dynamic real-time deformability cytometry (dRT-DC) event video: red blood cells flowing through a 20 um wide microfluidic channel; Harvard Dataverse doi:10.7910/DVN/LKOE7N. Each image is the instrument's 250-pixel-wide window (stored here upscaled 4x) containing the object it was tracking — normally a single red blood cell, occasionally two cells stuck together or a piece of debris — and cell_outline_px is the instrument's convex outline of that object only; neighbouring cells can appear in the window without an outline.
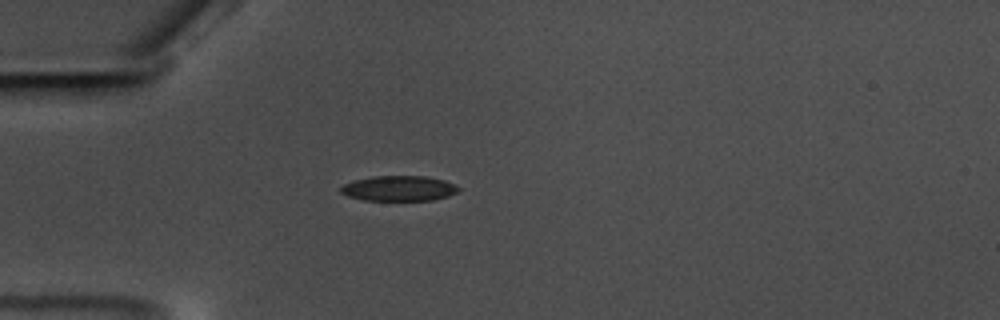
{"species": "common noctule bat (a hibernating species)", "species_latin": "Nyctalus noctula", "temperature_condition": "warm", "stored_images_in_passage": 56, "camera_frame_rate_fps": 3000, "um_per_image_px": 0.085, "animal": {"sex": "male", "body_mass_g": 17.5, "forearm_length_mm": 52.3}, "frame": {"image": 1, "passage_image": 15, "time_ms": 4.667, "image_size_px": [1000, 320], "cell_outline_px": [[460, 192], [448, 196], [432, 200], [364, 200], [348, 196], [340, 192], [340, 188], [344, 184], [356, 180], [372, 176], [424, 176], [444, 180], [460, 188]], "centroid_in_image_um": [33.92, 16.01], "position_along_channel_um": 51.1, "area_um2": 17.22}}
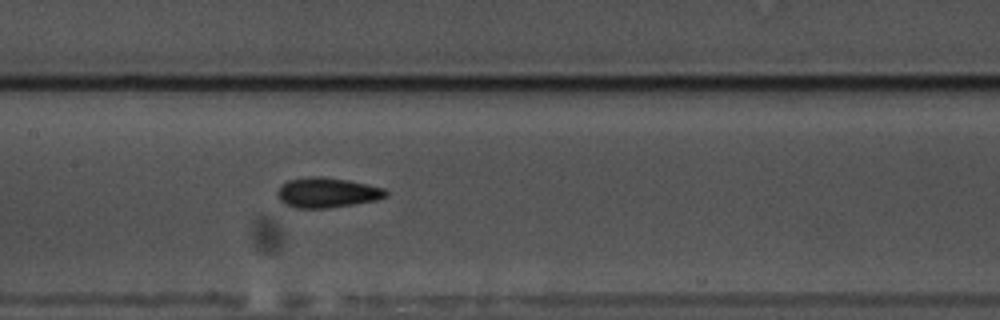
{"frame": {"image": 2, "passage_image": 27, "time_ms": 8.667, "image_size_px": [1000, 320], "cell_outline_px": [[388, 196], [376, 200], [356, 204], [328, 208], [296, 208], [284, 204], [276, 196], [276, 192], [288, 180], [312, 176], [320, 176], [348, 180], [384, 188], [388, 192]], "centroid_in_image_um": [27.81, 16.38], "position_along_channel_um": 179.6, "area_um2": 19.02}}
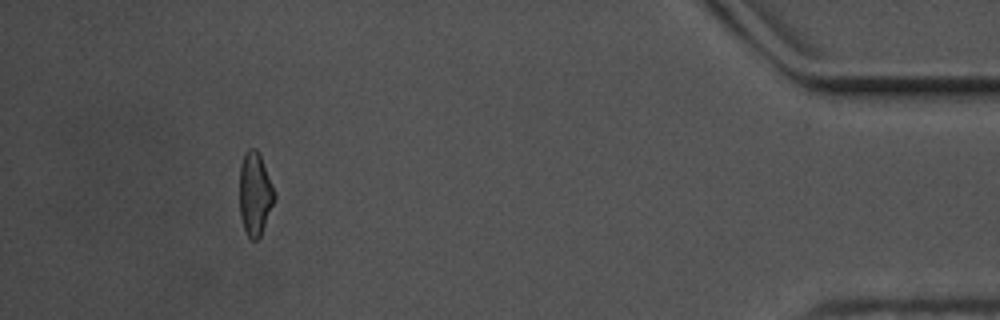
{"frame": {"image": 3, "passage_image": 52, "time_ms": 17.0, "image_size_px": [1000, 320], "cell_outline_px": [[276, 196], [260, 236], [256, 240], [252, 240], [248, 236], [244, 228], [240, 216], [240, 164], [244, 152], [248, 148], [256, 148], [260, 156]], "centroid_in_image_um": [21.65, 16.46], "position_along_channel_um": 413.6, "area_um2": 16.59}, "authors_computed_cell_mechanics": {"area_um2": 17.4267, "velocity_mm_per_s": 3.5199, "shape_relaxation_time_tau1_ms": 4.2046, "shape_relaxation_time_tau2_ms": 3.139, "deformation_change_tau1": 0.1294, "deformation_change_tau2": 0.1135}}